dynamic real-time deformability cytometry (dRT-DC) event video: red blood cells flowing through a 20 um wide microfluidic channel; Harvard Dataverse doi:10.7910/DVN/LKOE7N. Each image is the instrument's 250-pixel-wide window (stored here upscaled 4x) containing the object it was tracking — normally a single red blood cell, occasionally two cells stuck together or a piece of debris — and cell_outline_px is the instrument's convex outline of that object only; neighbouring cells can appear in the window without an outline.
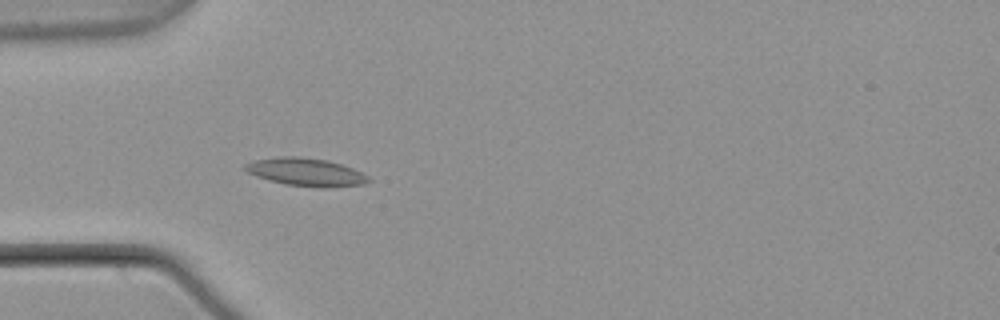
{"species": "common noctule bat (a hibernating species)", "species_latin": "Nyctalus noctula", "temperature_condition": "warm", "stored_images_in_passage": 4, "camera_frame_rate_fps": 3000, "um_per_image_px": 0.085, "animal": {"sex": "male", "body_mass_g": 21.5, "forearm_length_mm": 52.0}, "frame": {"image": 1, "passage_image": 4, "time_ms": 1.0, "image_size_px": [1000, 320], "cell_outline_px": [[372, 180], [364, 184], [332, 188], [320, 188], [284, 184], [268, 180], [256, 176], [248, 172], [244, 168], [244, 164], [256, 160], [284, 156], [292, 156], [324, 160], [340, 164], [352, 168], [368, 176]], "centroid_in_image_um": [26.02, 14.65], "position_along_channel_um": 59.0, "area_um2": 19.94}}